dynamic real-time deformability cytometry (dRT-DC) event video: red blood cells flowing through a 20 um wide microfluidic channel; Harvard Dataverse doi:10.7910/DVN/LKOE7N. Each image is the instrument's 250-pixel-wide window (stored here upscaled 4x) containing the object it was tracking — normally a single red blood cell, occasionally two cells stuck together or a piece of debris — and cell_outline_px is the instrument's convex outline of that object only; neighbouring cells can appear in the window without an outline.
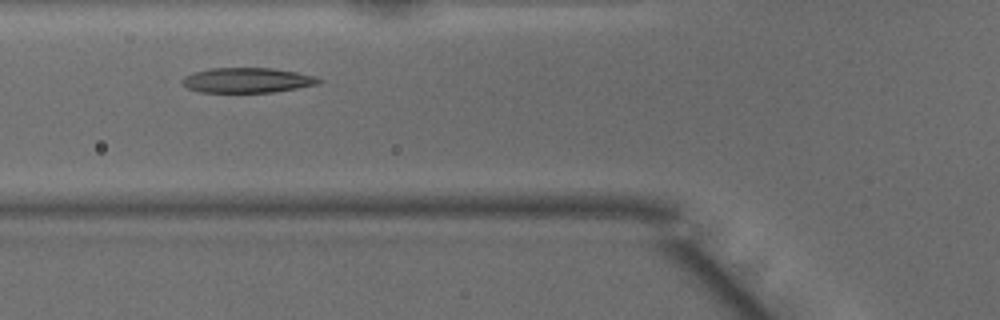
{"species": "common noctule bat (a hibernating species)", "species_latin": "Nyctalus noctula", "temperature_condition": "warm", "stored_images_in_passage": 33, "camera_frame_rate_fps": 3000, "um_per_image_px": 0.085, "animal": {"sex": "male", "body_mass_g": 15.6}, "frame": {"image": 1, "passage_image": 5, "time_ms": 1.333, "image_size_px": [1000, 320], "cell_outline_px": [[324, 80], [316, 84], [296, 88], [272, 92], [200, 92], [188, 88], [180, 84], [180, 80], [184, 76], [196, 72], [212, 68], [272, 68], [296, 72], [316, 76]], "centroid_in_image_um": [20.99, 6.82], "position_along_channel_um": 104.8, "area_um2": 19.83}}
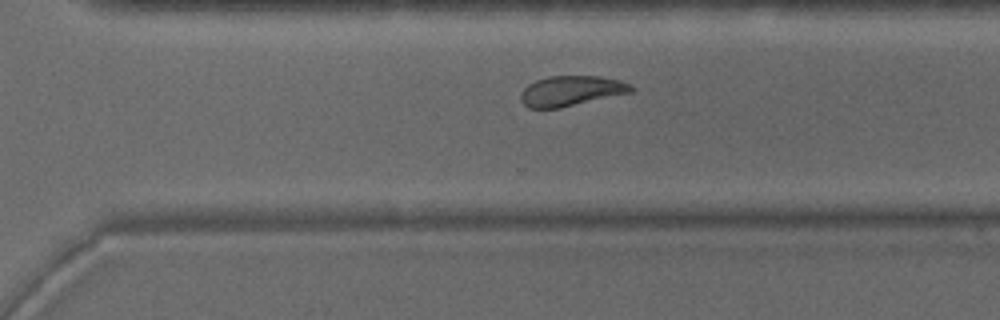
{"frame": {"image": 2, "passage_image": 21, "time_ms": 6.667, "image_size_px": [1000, 320], "cell_outline_px": [[636, 88], [632, 92], [560, 108], [528, 108], [520, 100], [520, 92], [528, 84], [536, 80], [548, 76], [600, 76], [620, 80]], "centroid_in_image_um": [48.53, 7.72], "position_along_channel_um": 322.1, "area_um2": 19.48}}
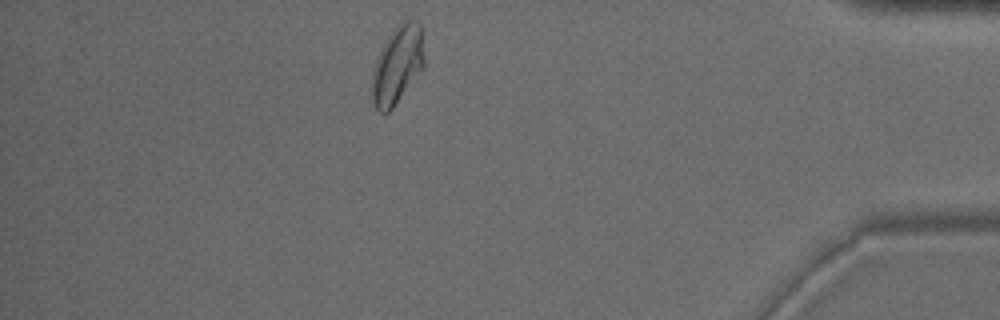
{"frame": {"image": 3, "passage_image": 30, "time_ms": 9.667, "image_size_px": [1000, 320], "cell_outline_px": [[424, 68], [392, 108], [388, 112], [380, 112], [376, 108], [372, 100], [372, 68], [388, 36], [404, 20], [408, 20], [420, 24], [424, 56]], "centroid_in_image_um": [33.78, 5.55], "position_along_channel_um": 401.4, "area_um2": 23.29}}